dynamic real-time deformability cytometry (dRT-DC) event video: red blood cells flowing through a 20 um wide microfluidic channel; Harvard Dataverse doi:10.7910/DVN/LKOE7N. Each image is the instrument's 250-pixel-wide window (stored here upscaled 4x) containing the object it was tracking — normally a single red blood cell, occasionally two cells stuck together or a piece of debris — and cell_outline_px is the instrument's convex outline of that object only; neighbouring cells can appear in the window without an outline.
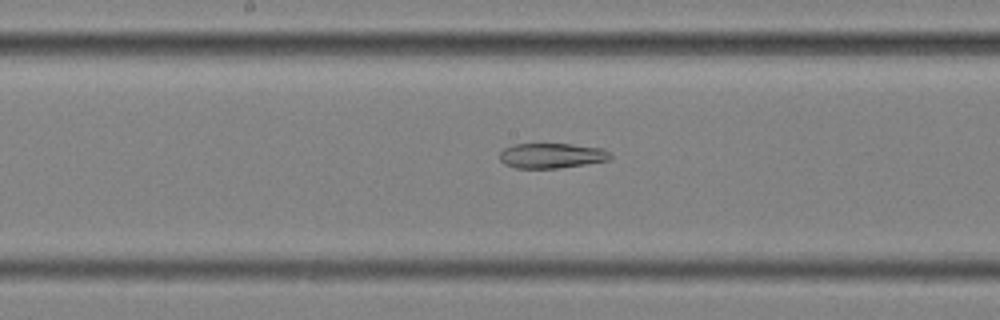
{"species": "common noctule bat (a hibernating species)", "species_latin": "Nyctalus noctula", "temperature_condition": "cold", "stored_images_in_passage": 54, "segment_of_instrument_passage": [2, 2], "camera_frame_rate_fps": 3000, "um_per_image_px": 0.085, "animal": {"sex": "female", "body_mass_g": 25.1}, "frame": {"image": 1, "passage_image": 27, "time_ms": 8.667, "image_size_px": [1000, 320], "cell_outline_px": [[612, 156], [608, 160], [560, 168], [516, 168], [504, 164], [500, 160], [500, 152], [504, 148], [512, 144], [572, 144], [604, 148]], "centroid_in_image_um": [46.87, 13.22], "position_along_channel_um": 201.3, "area_um2": 16.18}}
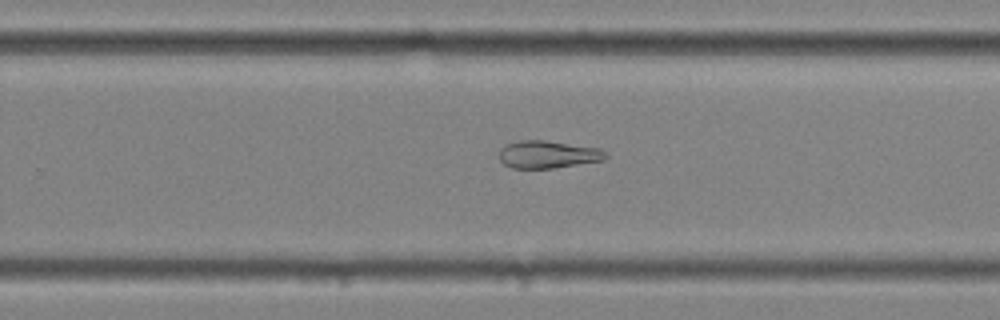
{"frame": {"image": 2, "passage_image": 34, "time_ms": 11.0, "image_size_px": [1000, 320], "cell_outline_px": [[608, 156], [604, 160], [552, 168], [512, 168], [504, 164], [500, 160], [500, 148], [504, 144], [520, 140], [544, 140], [600, 148]], "centroid_in_image_um": [46.54, 13.12], "position_along_channel_um": 283.3, "area_um2": 17.05}}
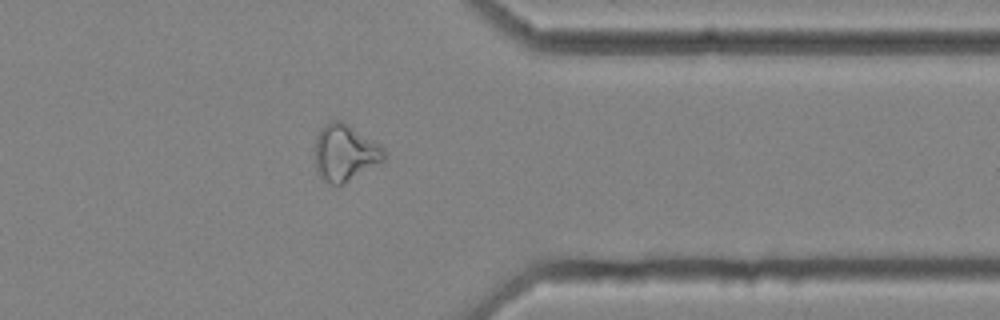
{"frame": {"image": 3, "passage_image": 43, "time_ms": 14.0, "image_size_px": [1000, 320], "cell_outline_px": [[384, 160], [344, 184], [332, 184], [324, 180], [316, 172], [316, 136], [320, 128], [324, 124], [332, 120], [340, 120], [348, 124], [380, 144], [384, 148]], "centroid_in_image_um": [29.31, 12.97], "position_along_channel_um": 382.1, "area_um2": 22.66}}